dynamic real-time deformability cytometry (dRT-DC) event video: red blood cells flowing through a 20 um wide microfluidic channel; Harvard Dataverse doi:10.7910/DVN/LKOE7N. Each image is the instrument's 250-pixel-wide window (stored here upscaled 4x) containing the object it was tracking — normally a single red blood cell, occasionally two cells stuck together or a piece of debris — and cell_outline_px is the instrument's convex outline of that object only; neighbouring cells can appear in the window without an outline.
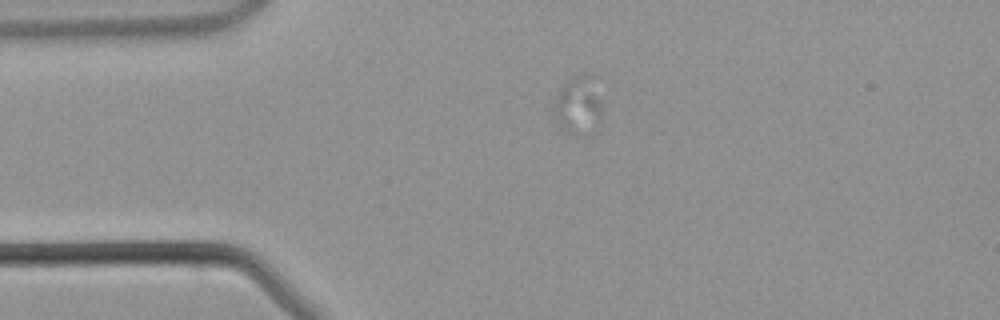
{"species": "common noctule bat (a hibernating species)", "species_latin": "Nyctalus noctula", "temperature_condition": "warm", "stored_images_in_passage": 39, "camera_frame_rate_fps": 3000, "um_per_image_px": 0.085, "animal": {"sex": "male", "body_mass_g": 21.5, "forearm_length_mm": 52.0}, "frame": {"image": 1, "passage_image": 1, "time_ms": 0.0, "image_size_px": [1000, 320], "cell_outline_px": [[600, 116], [580, 136], [564, 132], [560, 128], [556, 120], [552, 104], [556, 96], [572, 80], [584, 72], [592, 72], [600, 104]], "centroid_in_image_um": [49.09, 8.93], "position_along_channel_um": 35.9, "area_um2": 15.37}}
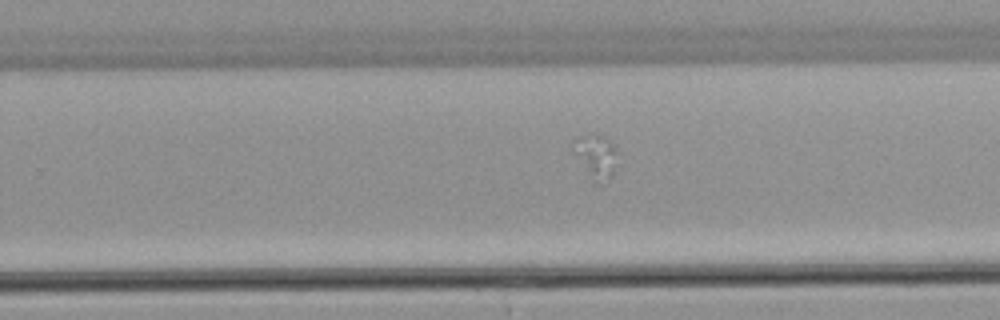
{"frame": {"image": 2, "passage_image": 20, "time_ms": 6.333, "image_size_px": [1000, 320], "cell_outline_px": [[616, 152], [612, 176], [600, 184], [596, 184], [592, 180], [576, 152], [572, 140], [580, 136], [592, 132], [596, 132], [604, 136], [616, 148]], "centroid_in_image_um": [50.67, 13.24], "position_along_channel_um": 279.1, "area_um2": 10.87}}
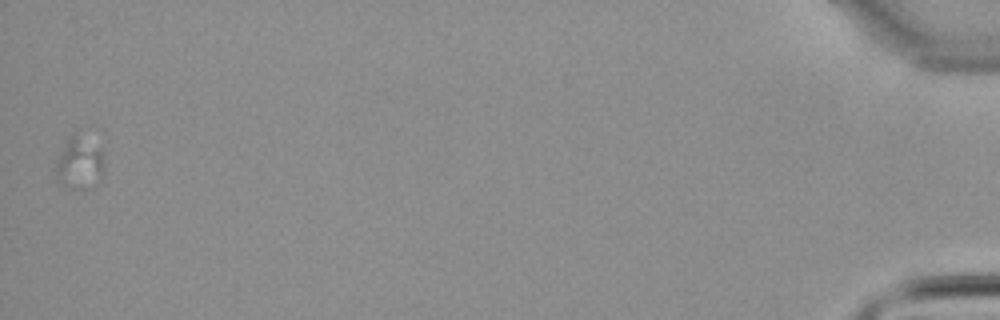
{"frame": {"image": 3, "passage_image": 38, "time_ms": 12.333, "image_size_px": [1000, 320], "cell_outline_px": [[104, 172], [100, 176], [80, 188], [68, 188], [60, 184], [56, 172], [56, 164], [68, 140], [72, 136], [76, 136], [100, 148], [104, 168]], "centroid_in_image_um": [6.73, 13.9], "position_along_channel_um": 428.5, "area_um2": 13.24}}